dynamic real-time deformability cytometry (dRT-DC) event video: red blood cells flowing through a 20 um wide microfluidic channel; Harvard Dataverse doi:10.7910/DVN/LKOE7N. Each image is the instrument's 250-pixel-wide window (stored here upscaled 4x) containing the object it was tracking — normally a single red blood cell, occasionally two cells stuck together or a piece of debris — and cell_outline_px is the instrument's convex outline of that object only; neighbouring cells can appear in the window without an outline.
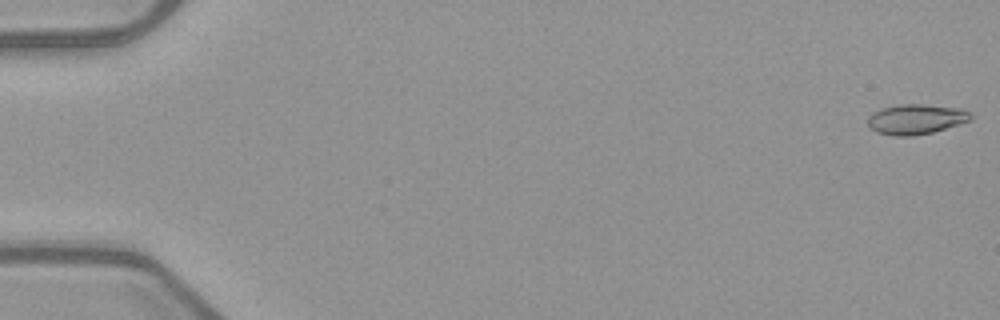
{"species": "common noctule bat (a hibernating species)", "species_latin": "Nyctalus noctula", "temperature_condition": "warm", "stored_images_in_passage": 53, "camera_frame_rate_fps": 3000, "um_per_image_px": 0.085, "animal": {"sex": "female", "body_mass_g": 21.9}, "frame": {"image": 1, "passage_image": 1, "time_ms": 0.0, "image_size_px": [1000, 320], "cell_outline_px": [[972, 120], [960, 124], [932, 132], [912, 136], [892, 136], [876, 132], [868, 128], [868, 116], [872, 112], [880, 108], [900, 104], [924, 104], [964, 108], [972, 116]], "centroid_in_image_um": [77.84, 10.13], "position_along_channel_um": 7.2, "area_um2": 18.38}}
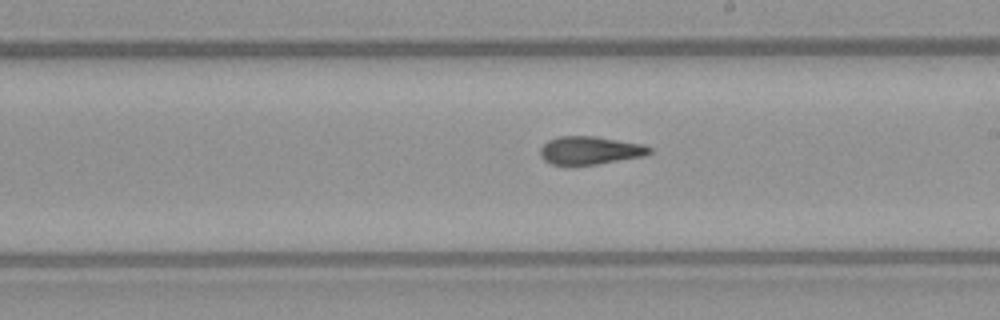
{"frame": {"image": 2, "passage_image": 31, "time_ms": 10.0, "image_size_px": [1000, 320], "cell_outline_px": [[652, 152], [644, 156], [572, 168], [568, 168], [552, 164], [544, 160], [540, 156], [540, 148], [548, 140], [560, 136], [596, 136], [644, 144], [652, 148]], "centroid_in_image_um": [50.12, 12.81], "position_along_channel_um": 238.9, "area_um2": 18.5}}
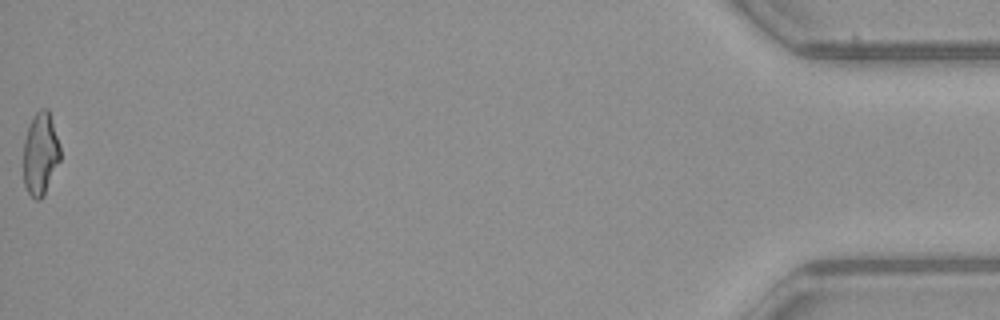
{"frame": {"image": 3, "passage_image": 53, "time_ms": 17.333, "image_size_px": [1000, 320], "cell_outline_px": [[60, 160], [44, 196], [40, 200], [36, 200], [28, 192], [24, 184], [24, 140], [28, 128], [36, 112], [40, 108], [48, 108], [60, 144]], "centroid_in_image_um": [3.45, 13.08], "position_along_channel_um": 431.7, "area_um2": 17.69}, "authors_computed_cell_mechanics": {"area_um2": 18.1492, "velocity_mm_per_s": 3.9925, "shape_relaxation_time_tau1_ms": 9.001, "shape_relaxation_time_tau2_ms": 2.2178, "deformation_change_tau1": 0.2426, "deformation_change_tau2": 0.1113}}